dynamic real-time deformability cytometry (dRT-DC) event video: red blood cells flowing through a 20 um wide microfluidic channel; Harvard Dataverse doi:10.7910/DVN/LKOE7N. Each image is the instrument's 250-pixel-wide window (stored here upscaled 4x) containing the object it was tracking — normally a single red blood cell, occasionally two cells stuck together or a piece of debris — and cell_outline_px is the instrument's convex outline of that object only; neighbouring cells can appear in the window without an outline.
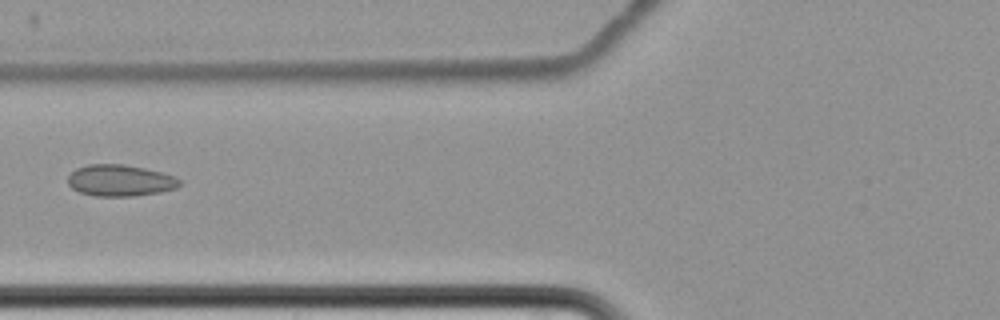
{"species": "common noctule bat (a hibernating species)", "species_latin": "Nyctalus noctula", "temperature_condition": "cold", "stored_images_in_passage": 12, "camera_frame_rate_fps": 3000, "um_per_image_px": 0.085, "animal": {"sex": "female", "body_mass_g": 22.7, "forearm_length_mm": 54.2}, "frame": {"image": 1, "passage_image": 7, "time_ms": 8.333, "image_size_px": [1000, 320], "cell_outline_px": [[180, 184], [176, 188], [160, 192], [136, 196], [96, 196], [80, 192], [72, 188], [68, 184], [68, 176], [76, 168], [88, 164], [124, 164], [144, 168], [176, 176], [180, 180]], "centroid_in_image_um": [10.21, 15.34], "position_along_channel_um": 115.6, "area_um2": 20.52}}
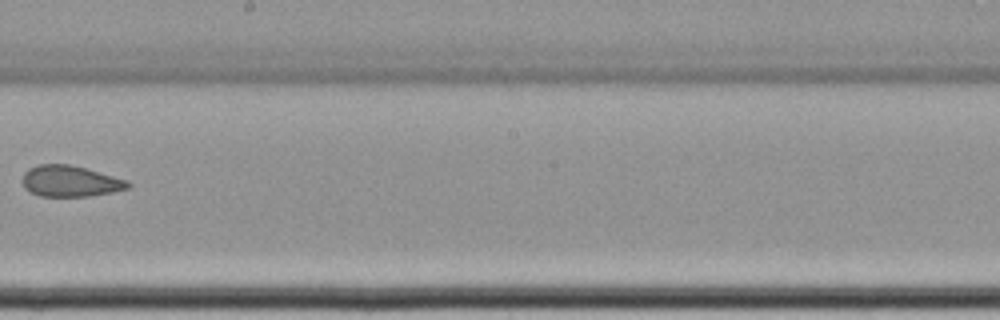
{"frame": {"image": 2, "passage_image": 10, "time_ms": 12.0, "image_size_px": [1000, 320], "cell_outline_px": [[132, 184], [128, 188], [112, 192], [88, 196], [40, 196], [24, 188], [24, 172], [28, 168], [40, 164], [68, 164], [84, 168], [128, 180]], "centroid_in_image_um": [5.98, 15.4], "position_along_channel_um": 242.2, "area_um2": 18.9}}
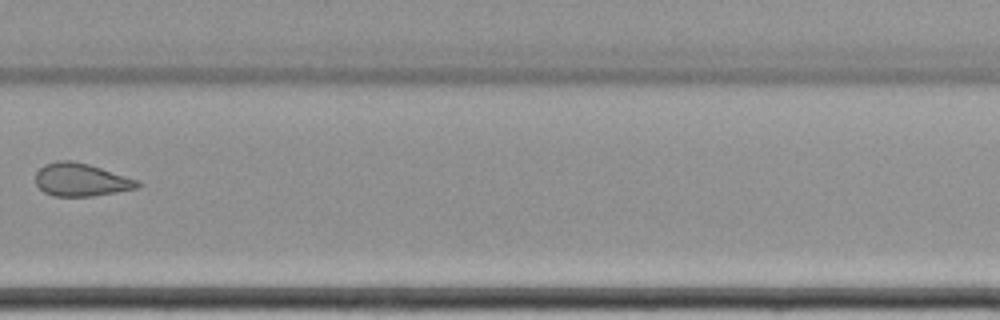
{"frame": {"image": 3, "passage_image": 12, "time_ms": 14.333, "image_size_px": [1000, 320], "cell_outline_px": [[144, 184], [140, 188], [92, 196], [52, 196], [44, 192], [36, 184], [36, 172], [44, 164], [56, 160], [72, 160], [88, 164], [140, 180]], "centroid_in_image_um": [6.93, 15.28], "position_along_channel_um": 322.9, "area_um2": 19.83}}